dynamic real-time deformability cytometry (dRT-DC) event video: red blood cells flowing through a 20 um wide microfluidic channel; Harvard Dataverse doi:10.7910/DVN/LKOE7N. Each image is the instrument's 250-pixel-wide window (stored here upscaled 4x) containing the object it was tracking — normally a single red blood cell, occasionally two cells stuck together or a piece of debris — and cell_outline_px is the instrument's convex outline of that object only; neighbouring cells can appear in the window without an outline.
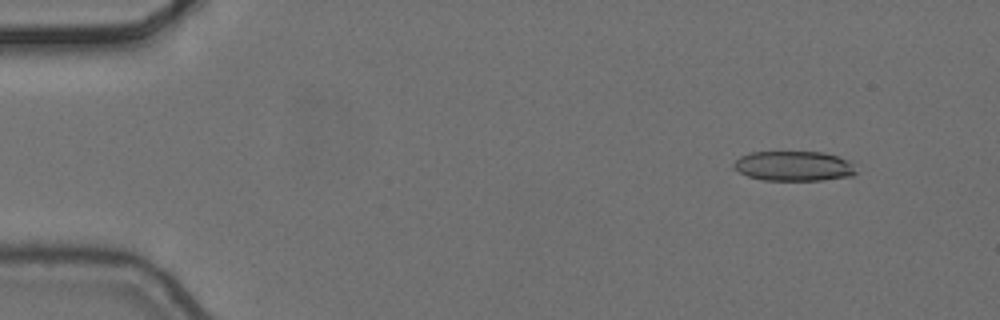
{"species": "common noctule bat (a hibernating species)", "species_latin": "Nyctalus noctula", "temperature_condition": "cold", "stored_images_in_passage": 4, "camera_frame_rate_fps": 3000, "um_per_image_px": 0.085, "animal": {"sex": "female", "body_mass_g": 24.6, "forearm_length_mm": 56.2}, "frame": {"image": 1, "passage_image": 1, "time_ms": 0.0, "image_size_px": [1000, 320], "cell_outline_px": [[856, 172], [852, 176], [820, 180], [764, 180], [748, 176], [732, 168], [732, 164], [740, 156], [752, 152], [820, 152], [836, 156], [848, 160], [852, 164]], "centroid_in_image_um": [67.43, 14.11], "position_along_channel_um": 17.6, "area_um2": 21.15}}
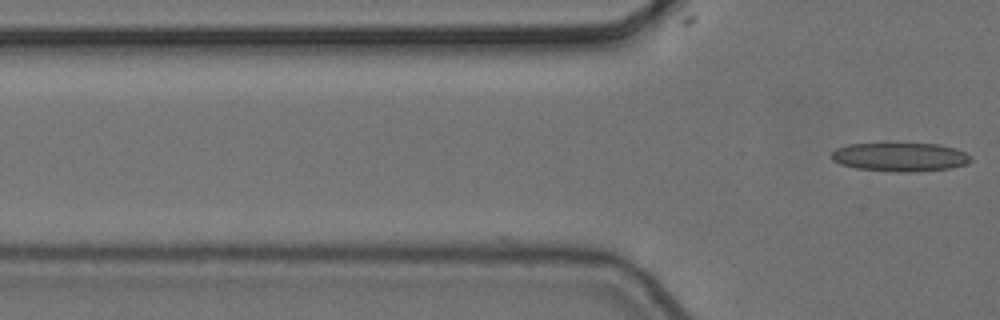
{"frame": {"image": 2, "passage_image": 4, "time_ms": 1.0, "image_size_px": [1000, 320], "cell_outline_px": [[972, 160], [968, 164], [952, 168], [912, 172], [908, 172], [856, 168], [840, 164], [832, 160], [832, 152], [836, 148], [848, 144], [940, 144], [956, 148], [972, 156]], "centroid_in_image_um": [76.56, 13.34], "position_along_channel_um": 49.2, "area_um2": 23.24}}